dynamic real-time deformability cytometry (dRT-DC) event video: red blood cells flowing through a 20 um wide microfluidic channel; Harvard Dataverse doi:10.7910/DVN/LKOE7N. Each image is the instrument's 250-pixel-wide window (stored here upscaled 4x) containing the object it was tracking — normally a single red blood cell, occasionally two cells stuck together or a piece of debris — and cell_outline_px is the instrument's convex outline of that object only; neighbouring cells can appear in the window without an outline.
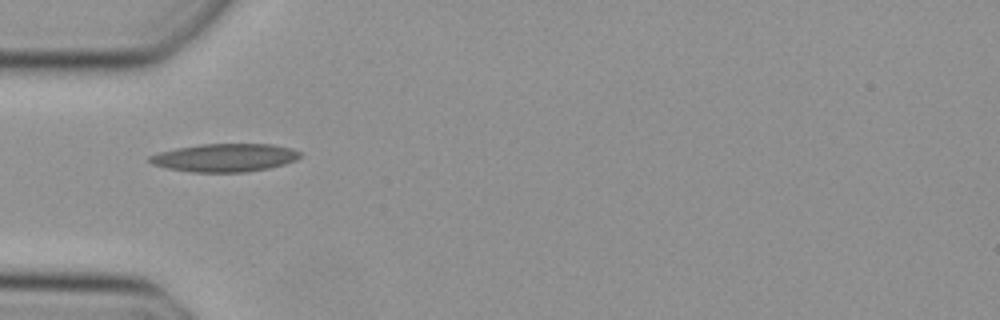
{"species": "Egyptian fruit bat (a non-hibernating species)", "species_latin": "Rousettus aegyptiacus", "temperature_condition": "cold", "stored_images_in_passage": 3, "camera_frame_rate_fps": 3000, "um_per_image_px": 0.085, "animal": {"sex": "female"}, "frame": {"image": 1, "passage_image": 1, "time_ms": 0.0, "image_size_px": [1000, 320], "cell_outline_px": [[300, 156], [296, 160], [284, 164], [268, 168], [248, 172], [192, 172], [168, 168], [152, 164], [148, 160], [148, 156], [160, 152], [176, 148], [200, 144], [272, 144], [292, 148], [300, 152]], "centroid_in_image_um": [19.11, 13.4], "position_along_channel_um": 65.9, "area_um2": 24.62}}